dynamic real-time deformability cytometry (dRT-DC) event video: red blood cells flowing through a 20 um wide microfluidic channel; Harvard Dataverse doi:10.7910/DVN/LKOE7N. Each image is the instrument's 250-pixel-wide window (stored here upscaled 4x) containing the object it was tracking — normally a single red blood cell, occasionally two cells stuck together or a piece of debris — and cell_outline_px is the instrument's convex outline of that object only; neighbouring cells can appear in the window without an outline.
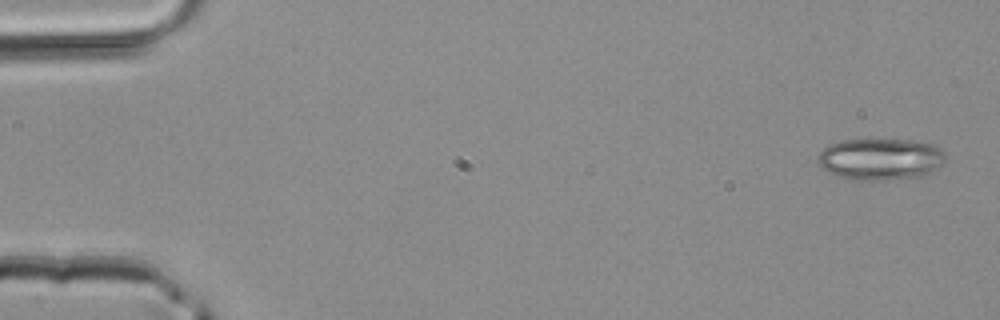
{"species": "common noctule bat (a hibernating species)", "species_latin": "Nyctalus noctula", "temperature_condition": "room temperature", "stored_images_in_passage": 5, "camera_frame_rate_fps": 3000, "um_per_image_px": 0.085, "animal": {"sex": "male", "body_mass_g": 20.4}, "frame": {"image": 1, "passage_image": 1, "time_ms": 0.0, "image_size_px": [1000, 320], "cell_outline_px": [[948, 156], [936, 168], [924, 176], [888, 180], [852, 180], [828, 172], [820, 168], [816, 160], [816, 156], [828, 144], [840, 140], [912, 140], [932, 144], [940, 148]], "centroid_in_image_um": [74.8, 13.53], "position_along_channel_um": 10.2, "area_um2": 31.27}}